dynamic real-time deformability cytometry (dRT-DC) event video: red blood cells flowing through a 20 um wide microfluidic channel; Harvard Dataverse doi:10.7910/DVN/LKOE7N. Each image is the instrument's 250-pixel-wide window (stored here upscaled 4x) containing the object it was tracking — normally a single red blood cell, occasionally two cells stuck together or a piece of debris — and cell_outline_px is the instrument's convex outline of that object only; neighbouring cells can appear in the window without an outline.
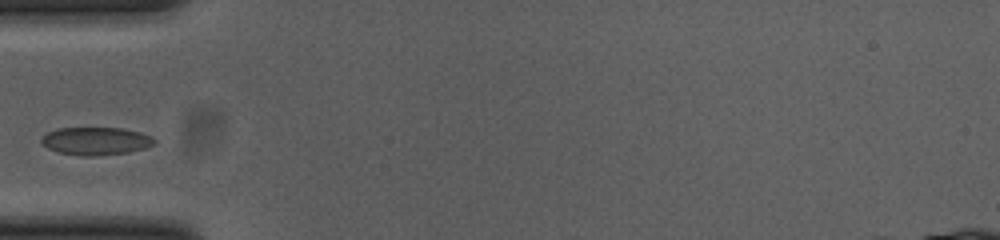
{"species": "common noctule bat (a hibernating species)", "species_latin": "Nyctalus noctula", "temperature_condition": "cold", "stored_images_in_passage": 31, "camera_frame_rate_fps": 3000, "um_per_image_px": 0.085, "animal": {"sex": "female", "body_mass_g": 23.0, "forearm_length_mm": 53.4}, "frame": {"image": 1, "passage_image": 1, "time_ms": 0.0, "image_size_px": [1000, 240], "cell_outline_px": [[156, 140], [152, 144], [144, 148], [128, 152], [96, 156], [84, 156], [56, 152], [48, 148], [40, 140], [48, 132], [56, 128], [120, 128], [140, 132], [152, 136]], "centroid_in_image_um": [8.14, 11.99], "position_along_channel_um": 76.9, "area_um2": 18.21}}
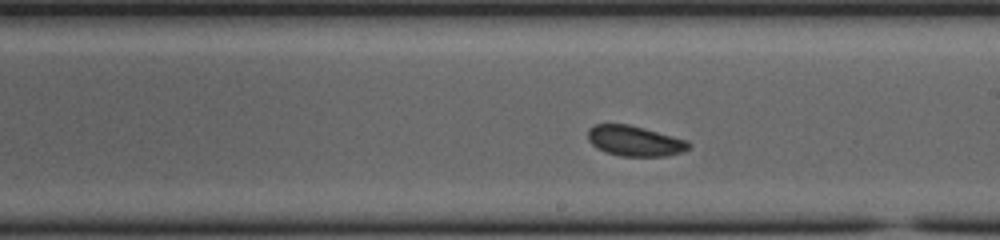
{"frame": {"image": 2, "passage_image": 14, "time_ms": 4.333, "image_size_px": [1000, 240], "cell_outline_px": [[692, 144], [688, 148], [680, 152], [664, 156], [620, 156], [604, 152], [596, 148], [588, 140], [588, 128], [592, 124], [628, 124], [644, 128], [688, 140]], "centroid_in_image_um": [53.91, 11.97], "position_along_channel_um": 235.1, "area_um2": 17.92}}
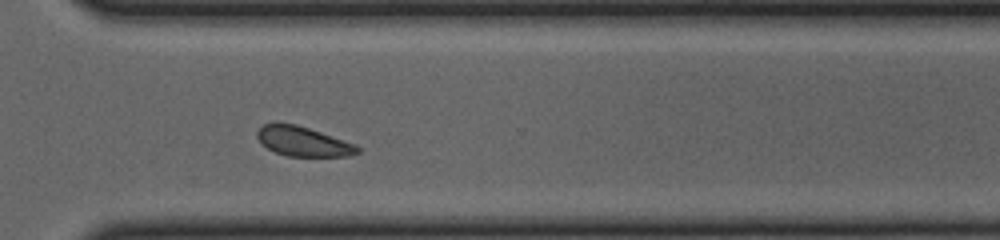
{"frame": {"image": 3, "passage_image": 23, "time_ms": 7.333, "image_size_px": [1000, 240], "cell_outline_px": [[360, 152], [348, 156], [288, 156], [276, 152], [268, 148], [256, 136], [256, 132], [264, 124], [296, 124], [356, 144], [360, 148]], "centroid_in_image_um": [25.8, 12.03], "position_along_channel_um": 344.8, "area_um2": 16.94}}